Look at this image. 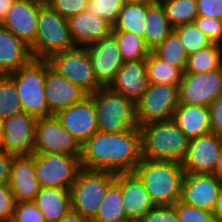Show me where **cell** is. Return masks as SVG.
Here are the masks:
<instances>
[{"label":"cell","mask_w":222,"mask_h":222,"mask_svg":"<svg viewBox=\"0 0 222 222\" xmlns=\"http://www.w3.org/2000/svg\"><path fill=\"white\" fill-rule=\"evenodd\" d=\"M142 159L139 128L96 132L81 145V168L113 173L133 172Z\"/></svg>","instance_id":"1"},{"label":"cell","mask_w":222,"mask_h":222,"mask_svg":"<svg viewBox=\"0 0 222 222\" xmlns=\"http://www.w3.org/2000/svg\"><path fill=\"white\" fill-rule=\"evenodd\" d=\"M133 172L155 205H175L180 201L185 174L181 162L142 158Z\"/></svg>","instance_id":"2"},{"label":"cell","mask_w":222,"mask_h":222,"mask_svg":"<svg viewBox=\"0 0 222 222\" xmlns=\"http://www.w3.org/2000/svg\"><path fill=\"white\" fill-rule=\"evenodd\" d=\"M142 158L182 162L190 139L172 120L156 121L139 126Z\"/></svg>","instance_id":"3"},{"label":"cell","mask_w":222,"mask_h":222,"mask_svg":"<svg viewBox=\"0 0 222 222\" xmlns=\"http://www.w3.org/2000/svg\"><path fill=\"white\" fill-rule=\"evenodd\" d=\"M97 112V125L100 132L118 133L139 128L136 119L135 103L109 87H101L89 94Z\"/></svg>","instance_id":"4"},{"label":"cell","mask_w":222,"mask_h":222,"mask_svg":"<svg viewBox=\"0 0 222 222\" xmlns=\"http://www.w3.org/2000/svg\"><path fill=\"white\" fill-rule=\"evenodd\" d=\"M8 75L15 82L23 112L35 118L52 115L45 96L46 60L32 59Z\"/></svg>","instance_id":"5"},{"label":"cell","mask_w":222,"mask_h":222,"mask_svg":"<svg viewBox=\"0 0 222 222\" xmlns=\"http://www.w3.org/2000/svg\"><path fill=\"white\" fill-rule=\"evenodd\" d=\"M68 21L49 4L39 8L34 44L30 47L33 59L47 60L54 53L74 48Z\"/></svg>","instance_id":"6"},{"label":"cell","mask_w":222,"mask_h":222,"mask_svg":"<svg viewBox=\"0 0 222 222\" xmlns=\"http://www.w3.org/2000/svg\"><path fill=\"white\" fill-rule=\"evenodd\" d=\"M116 181V173L81 168L70 187L71 208L84 218L92 220L106 196L108 188Z\"/></svg>","instance_id":"7"},{"label":"cell","mask_w":222,"mask_h":222,"mask_svg":"<svg viewBox=\"0 0 222 222\" xmlns=\"http://www.w3.org/2000/svg\"><path fill=\"white\" fill-rule=\"evenodd\" d=\"M80 169V156L34 153V174L40 187L70 188Z\"/></svg>","instance_id":"8"},{"label":"cell","mask_w":222,"mask_h":222,"mask_svg":"<svg viewBox=\"0 0 222 222\" xmlns=\"http://www.w3.org/2000/svg\"><path fill=\"white\" fill-rule=\"evenodd\" d=\"M47 61L54 71L88 95L103 87L95 77L86 47H74L54 53Z\"/></svg>","instance_id":"9"},{"label":"cell","mask_w":222,"mask_h":222,"mask_svg":"<svg viewBox=\"0 0 222 222\" xmlns=\"http://www.w3.org/2000/svg\"><path fill=\"white\" fill-rule=\"evenodd\" d=\"M178 104L179 85L149 84L146 92L135 103L138 125L172 119Z\"/></svg>","instance_id":"10"},{"label":"cell","mask_w":222,"mask_h":222,"mask_svg":"<svg viewBox=\"0 0 222 222\" xmlns=\"http://www.w3.org/2000/svg\"><path fill=\"white\" fill-rule=\"evenodd\" d=\"M33 153L81 155V145L55 115L37 118Z\"/></svg>","instance_id":"11"},{"label":"cell","mask_w":222,"mask_h":222,"mask_svg":"<svg viewBox=\"0 0 222 222\" xmlns=\"http://www.w3.org/2000/svg\"><path fill=\"white\" fill-rule=\"evenodd\" d=\"M222 93V67L209 72L183 73L179 103L209 107Z\"/></svg>","instance_id":"12"},{"label":"cell","mask_w":222,"mask_h":222,"mask_svg":"<svg viewBox=\"0 0 222 222\" xmlns=\"http://www.w3.org/2000/svg\"><path fill=\"white\" fill-rule=\"evenodd\" d=\"M221 149L222 138L213 132L190 139L186 156L181 162L184 172L213 174Z\"/></svg>","instance_id":"13"},{"label":"cell","mask_w":222,"mask_h":222,"mask_svg":"<svg viewBox=\"0 0 222 222\" xmlns=\"http://www.w3.org/2000/svg\"><path fill=\"white\" fill-rule=\"evenodd\" d=\"M86 50L97 81L103 87H108L124 63L115 36L111 33L86 46Z\"/></svg>","instance_id":"14"},{"label":"cell","mask_w":222,"mask_h":222,"mask_svg":"<svg viewBox=\"0 0 222 222\" xmlns=\"http://www.w3.org/2000/svg\"><path fill=\"white\" fill-rule=\"evenodd\" d=\"M37 118L25 112L3 120L2 147L11 155L33 154Z\"/></svg>","instance_id":"15"},{"label":"cell","mask_w":222,"mask_h":222,"mask_svg":"<svg viewBox=\"0 0 222 222\" xmlns=\"http://www.w3.org/2000/svg\"><path fill=\"white\" fill-rule=\"evenodd\" d=\"M55 116L80 145L98 132L97 112L90 95L59 111Z\"/></svg>","instance_id":"16"},{"label":"cell","mask_w":222,"mask_h":222,"mask_svg":"<svg viewBox=\"0 0 222 222\" xmlns=\"http://www.w3.org/2000/svg\"><path fill=\"white\" fill-rule=\"evenodd\" d=\"M221 187L222 182L214 174L185 173L180 201L212 212Z\"/></svg>","instance_id":"17"},{"label":"cell","mask_w":222,"mask_h":222,"mask_svg":"<svg viewBox=\"0 0 222 222\" xmlns=\"http://www.w3.org/2000/svg\"><path fill=\"white\" fill-rule=\"evenodd\" d=\"M115 182L121 187L123 209L130 222H138L155 206L142 181L134 172L117 173Z\"/></svg>","instance_id":"18"},{"label":"cell","mask_w":222,"mask_h":222,"mask_svg":"<svg viewBox=\"0 0 222 222\" xmlns=\"http://www.w3.org/2000/svg\"><path fill=\"white\" fill-rule=\"evenodd\" d=\"M88 94L54 71L46 60L45 96L52 115L80 102Z\"/></svg>","instance_id":"19"},{"label":"cell","mask_w":222,"mask_h":222,"mask_svg":"<svg viewBox=\"0 0 222 222\" xmlns=\"http://www.w3.org/2000/svg\"><path fill=\"white\" fill-rule=\"evenodd\" d=\"M40 6L26 0H15L0 25L31 47L36 38Z\"/></svg>","instance_id":"20"},{"label":"cell","mask_w":222,"mask_h":222,"mask_svg":"<svg viewBox=\"0 0 222 222\" xmlns=\"http://www.w3.org/2000/svg\"><path fill=\"white\" fill-rule=\"evenodd\" d=\"M8 185L15 202L34 201L41 188L34 174V153L13 155Z\"/></svg>","instance_id":"21"},{"label":"cell","mask_w":222,"mask_h":222,"mask_svg":"<svg viewBox=\"0 0 222 222\" xmlns=\"http://www.w3.org/2000/svg\"><path fill=\"white\" fill-rule=\"evenodd\" d=\"M108 87L136 103L149 87L146 60L124 62Z\"/></svg>","instance_id":"22"},{"label":"cell","mask_w":222,"mask_h":222,"mask_svg":"<svg viewBox=\"0 0 222 222\" xmlns=\"http://www.w3.org/2000/svg\"><path fill=\"white\" fill-rule=\"evenodd\" d=\"M70 36L75 47H86L112 33L113 26L104 19L87 11L67 19Z\"/></svg>","instance_id":"23"},{"label":"cell","mask_w":222,"mask_h":222,"mask_svg":"<svg viewBox=\"0 0 222 222\" xmlns=\"http://www.w3.org/2000/svg\"><path fill=\"white\" fill-rule=\"evenodd\" d=\"M32 59L30 47L0 25V75L16 72Z\"/></svg>","instance_id":"24"},{"label":"cell","mask_w":222,"mask_h":222,"mask_svg":"<svg viewBox=\"0 0 222 222\" xmlns=\"http://www.w3.org/2000/svg\"><path fill=\"white\" fill-rule=\"evenodd\" d=\"M172 120L189 139L212 132L209 107L179 103Z\"/></svg>","instance_id":"25"},{"label":"cell","mask_w":222,"mask_h":222,"mask_svg":"<svg viewBox=\"0 0 222 222\" xmlns=\"http://www.w3.org/2000/svg\"><path fill=\"white\" fill-rule=\"evenodd\" d=\"M33 202L46 222H59L72 209L70 188L41 187Z\"/></svg>","instance_id":"26"},{"label":"cell","mask_w":222,"mask_h":222,"mask_svg":"<svg viewBox=\"0 0 222 222\" xmlns=\"http://www.w3.org/2000/svg\"><path fill=\"white\" fill-rule=\"evenodd\" d=\"M145 20L147 21V27L142 39L149 50L152 51L169 36L173 28L159 1L146 5Z\"/></svg>","instance_id":"27"},{"label":"cell","mask_w":222,"mask_h":222,"mask_svg":"<svg viewBox=\"0 0 222 222\" xmlns=\"http://www.w3.org/2000/svg\"><path fill=\"white\" fill-rule=\"evenodd\" d=\"M121 187L114 182L91 222H130L124 212Z\"/></svg>","instance_id":"28"},{"label":"cell","mask_w":222,"mask_h":222,"mask_svg":"<svg viewBox=\"0 0 222 222\" xmlns=\"http://www.w3.org/2000/svg\"><path fill=\"white\" fill-rule=\"evenodd\" d=\"M222 67V45H211L188 55L184 73L209 72Z\"/></svg>","instance_id":"29"},{"label":"cell","mask_w":222,"mask_h":222,"mask_svg":"<svg viewBox=\"0 0 222 222\" xmlns=\"http://www.w3.org/2000/svg\"><path fill=\"white\" fill-rule=\"evenodd\" d=\"M146 5L123 4L112 31H127L143 38L147 27Z\"/></svg>","instance_id":"30"},{"label":"cell","mask_w":222,"mask_h":222,"mask_svg":"<svg viewBox=\"0 0 222 222\" xmlns=\"http://www.w3.org/2000/svg\"><path fill=\"white\" fill-rule=\"evenodd\" d=\"M152 52L161 60L179 68L184 73L188 54L179 34L174 29Z\"/></svg>","instance_id":"31"},{"label":"cell","mask_w":222,"mask_h":222,"mask_svg":"<svg viewBox=\"0 0 222 222\" xmlns=\"http://www.w3.org/2000/svg\"><path fill=\"white\" fill-rule=\"evenodd\" d=\"M146 67L149 84L166 83L179 85L183 72L158 58L152 51L146 58Z\"/></svg>","instance_id":"32"},{"label":"cell","mask_w":222,"mask_h":222,"mask_svg":"<svg viewBox=\"0 0 222 222\" xmlns=\"http://www.w3.org/2000/svg\"><path fill=\"white\" fill-rule=\"evenodd\" d=\"M173 29L193 23L198 17L196 0H158Z\"/></svg>","instance_id":"33"},{"label":"cell","mask_w":222,"mask_h":222,"mask_svg":"<svg viewBox=\"0 0 222 222\" xmlns=\"http://www.w3.org/2000/svg\"><path fill=\"white\" fill-rule=\"evenodd\" d=\"M124 62L146 60L151 52L142 37L127 31H112Z\"/></svg>","instance_id":"34"},{"label":"cell","mask_w":222,"mask_h":222,"mask_svg":"<svg viewBox=\"0 0 222 222\" xmlns=\"http://www.w3.org/2000/svg\"><path fill=\"white\" fill-rule=\"evenodd\" d=\"M22 111L15 82L8 74L0 75V118L5 120Z\"/></svg>","instance_id":"35"},{"label":"cell","mask_w":222,"mask_h":222,"mask_svg":"<svg viewBox=\"0 0 222 222\" xmlns=\"http://www.w3.org/2000/svg\"><path fill=\"white\" fill-rule=\"evenodd\" d=\"M174 30L179 34L188 55L212 44V41L194 22L184 24Z\"/></svg>","instance_id":"36"},{"label":"cell","mask_w":222,"mask_h":222,"mask_svg":"<svg viewBox=\"0 0 222 222\" xmlns=\"http://www.w3.org/2000/svg\"><path fill=\"white\" fill-rule=\"evenodd\" d=\"M123 4V0H88L86 11L104 19L113 26Z\"/></svg>","instance_id":"37"},{"label":"cell","mask_w":222,"mask_h":222,"mask_svg":"<svg viewBox=\"0 0 222 222\" xmlns=\"http://www.w3.org/2000/svg\"><path fill=\"white\" fill-rule=\"evenodd\" d=\"M178 222H216L213 213L178 201L175 205Z\"/></svg>","instance_id":"38"},{"label":"cell","mask_w":222,"mask_h":222,"mask_svg":"<svg viewBox=\"0 0 222 222\" xmlns=\"http://www.w3.org/2000/svg\"><path fill=\"white\" fill-rule=\"evenodd\" d=\"M12 222H46L33 201L15 202Z\"/></svg>","instance_id":"39"},{"label":"cell","mask_w":222,"mask_h":222,"mask_svg":"<svg viewBox=\"0 0 222 222\" xmlns=\"http://www.w3.org/2000/svg\"><path fill=\"white\" fill-rule=\"evenodd\" d=\"M195 25L212 41L222 45V20L198 16Z\"/></svg>","instance_id":"40"},{"label":"cell","mask_w":222,"mask_h":222,"mask_svg":"<svg viewBox=\"0 0 222 222\" xmlns=\"http://www.w3.org/2000/svg\"><path fill=\"white\" fill-rule=\"evenodd\" d=\"M138 222H178L174 205H155Z\"/></svg>","instance_id":"41"},{"label":"cell","mask_w":222,"mask_h":222,"mask_svg":"<svg viewBox=\"0 0 222 222\" xmlns=\"http://www.w3.org/2000/svg\"><path fill=\"white\" fill-rule=\"evenodd\" d=\"M88 0H50L49 6L63 18L86 11Z\"/></svg>","instance_id":"42"},{"label":"cell","mask_w":222,"mask_h":222,"mask_svg":"<svg viewBox=\"0 0 222 222\" xmlns=\"http://www.w3.org/2000/svg\"><path fill=\"white\" fill-rule=\"evenodd\" d=\"M15 200L8 184H0V222H12Z\"/></svg>","instance_id":"43"},{"label":"cell","mask_w":222,"mask_h":222,"mask_svg":"<svg viewBox=\"0 0 222 222\" xmlns=\"http://www.w3.org/2000/svg\"><path fill=\"white\" fill-rule=\"evenodd\" d=\"M198 16L222 20V0H196Z\"/></svg>","instance_id":"44"},{"label":"cell","mask_w":222,"mask_h":222,"mask_svg":"<svg viewBox=\"0 0 222 222\" xmlns=\"http://www.w3.org/2000/svg\"><path fill=\"white\" fill-rule=\"evenodd\" d=\"M212 132L222 138V93L209 106Z\"/></svg>","instance_id":"45"},{"label":"cell","mask_w":222,"mask_h":222,"mask_svg":"<svg viewBox=\"0 0 222 222\" xmlns=\"http://www.w3.org/2000/svg\"><path fill=\"white\" fill-rule=\"evenodd\" d=\"M13 155L0 147V184H8Z\"/></svg>","instance_id":"46"},{"label":"cell","mask_w":222,"mask_h":222,"mask_svg":"<svg viewBox=\"0 0 222 222\" xmlns=\"http://www.w3.org/2000/svg\"><path fill=\"white\" fill-rule=\"evenodd\" d=\"M59 222H91V220L71 209Z\"/></svg>","instance_id":"47"},{"label":"cell","mask_w":222,"mask_h":222,"mask_svg":"<svg viewBox=\"0 0 222 222\" xmlns=\"http://www.w3.org/2000/svg\"><path fill=\"white\" fill-rule=\"evenodd\" d=\"M212 213L216 222H222V187L219 190L216 204Z\"/></svg>","instance_id":"48"},{"label":"cell","mask_w":222,"mask_h":222,"mask_svg":"<svg viewBox=\"0 0 222 222\" xmlns=\"http://www.w3.org/2000/svg\"><path fill=\"white\" fill-rule=\"evenodd\" d=\"M15 0H0V23L6 16V13L11 8Z\"/></svg>","instance_id":"49"},{"label":"cell","mask_w":222,"mask_h":222,"mask_svg":"<svg viewBox=\"0 0 222 222\" xmlns=\"http://www.w3.org/2000/svg\"><path fill=\"white\" fill-rule=\"evenodd\" d=\"M213 174L222 182V149L218 158V162Z\"/></svg>","instance_id":"50"},{"label":"cell","mask_w":222,"mask_h":222,"mask_svg":"<svg viewBox=\"0 0 222 222\" xmlns=\"http://www.w3.org/2000/svg\"><path fill=\"white\" fill-rule=\"evenodd\" d=\"M158 0H123L124 4H141V5H151L156 3Z\"/></svg>","instance_id":"51"},{"label":"cell","mask_w":222,"mask_h":222,"mask_svg":"<svg viewBox=\"0 0 222 222\" xmlns=\"http://www.w3.org/2000/svg\"><path fill=\"white\" fill-rule=\"evenodd\" d=\"M26 1L36 3L39 5H47V4H49L50 0H26Z\"/></svg>","instance_id":"52"},{"label":"cell","mask_w":222,"mask_h":222,"mask_svg":"<svg viewBox=\"0 0 222 222\" xmlns=\"http://www.w3.org/2000/svg\"><path fill=\"white\" fill-rule=\"evenodd\" d=\"M3 144V120L0 118V147Z\"/></svg>","instance_id":"53"}]
</instances>
